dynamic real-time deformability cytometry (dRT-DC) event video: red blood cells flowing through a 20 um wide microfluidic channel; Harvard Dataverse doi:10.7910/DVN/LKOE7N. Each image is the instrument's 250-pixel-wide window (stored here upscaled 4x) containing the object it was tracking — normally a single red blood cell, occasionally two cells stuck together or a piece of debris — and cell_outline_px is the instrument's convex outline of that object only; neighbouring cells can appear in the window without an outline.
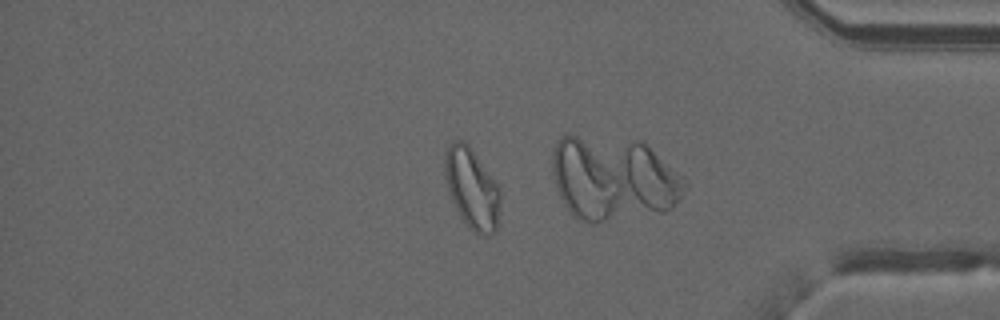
{"species": "common noctule bat (a hibernating species)", "species_latin": "Nyctalus noctula", "temperature_condition": "warm", "stored_images_in_passage": 30, "camera_frame_rate_fps": 3000, "um_per_image_px": 0.085, "animal": {"sex": "male", "forearm_length_mm": 52.5}, "frame": {"image": 1, "passage_image": 26, "time_ms": 8.333, "image_size_px": [1000, 320], "cell_outline_px": [[500, 200], [496, 232], [480, 236], [472, 232], [468, 228], [460, 216], [452, 200], [448, 188], [444, 172], [444, 152], [448, 144], [452, 140], [464, 140], [468, 144], [500, 188]], "centroid_in_image_um": [40.09, 16.01], "position_along_channel_um": 395.1, "area_um2": 26.13}}
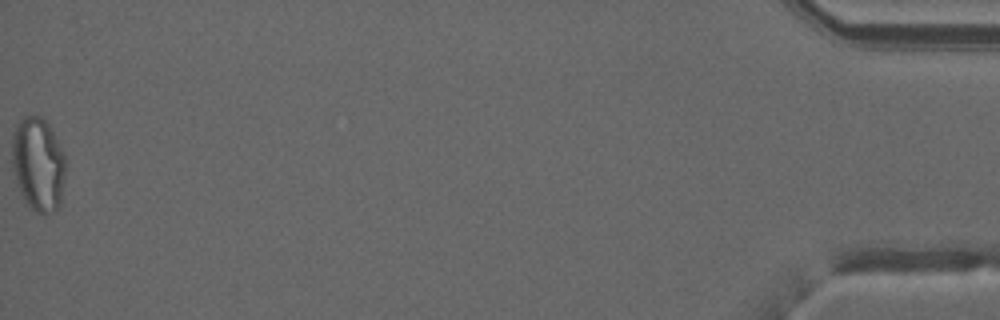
{"frame": {"image": 2, "passage_image": 30, "time_ms": 9.667, "image_size_px": [1000, 320], "cell_outline_px": [[64, 180], [60, 208], [48, 212], [36, 212], [28, 208], [16, 184], [12, 168], [12, 132], [16, 124], [24, 116], [40, 116], [48, 124], [64, 156]], "centroid_in_image_um": [3.2, 13.98], "position_along_channel_um": 432.0, "area_um2": 29.25}, "authors_computed_cell_mechanics": {"area_um2": 18.7561, "velocity_mm_per_s": 4.0116, "shape_relaxation_time_tau1_ms": 1.7751, "shape_relaxation_time_tau2_ms": 1.464, "deformation_change_tau1": 0.2176, "deformation_change_tau2": 0.0553}}